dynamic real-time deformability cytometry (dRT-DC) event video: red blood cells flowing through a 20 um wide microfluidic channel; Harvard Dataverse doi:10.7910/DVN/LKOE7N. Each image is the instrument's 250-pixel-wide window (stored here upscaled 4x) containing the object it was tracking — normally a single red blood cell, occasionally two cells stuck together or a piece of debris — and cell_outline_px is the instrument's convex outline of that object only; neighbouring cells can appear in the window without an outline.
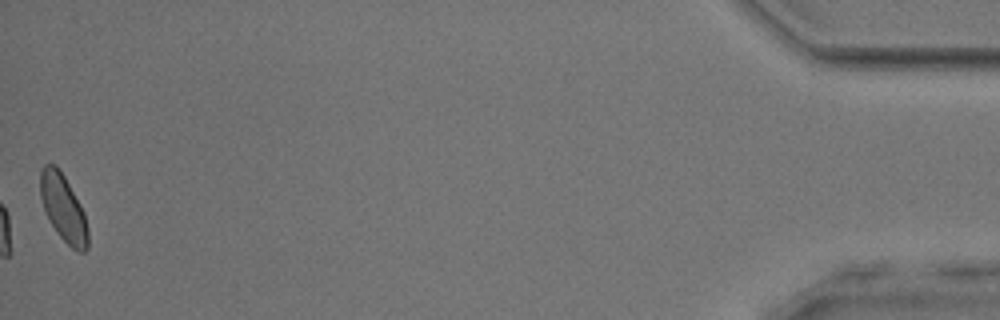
{"species": "common noctule bat (a hibernating species)", "species_latin": "Nyctalus noctula", "temperature_condition": "room temperature", "stored_images_in_passage": 53, "camera_frame_rate_fps": 3000, "um_per_image_px": 0.085, "animal": {"sex": "male", "body_mass_g": 17.9, "forearm_length_mm": 54.2}, "frame": {"image": 1, "passage_image": 53, "time_ms": 17.333, "image_size_px": [1000, 320], "cell_outline_px": [[88, 248], [84, 252], [80, 252], [72, 248], [56, 232], [44, 208], [40, 196], [40, 172], [44, 164], [56, 164], [64, 176], [80, 204], [84, 212], [88, 228]], "centroid_in_image_um": [5.39, 17.68], "position_along_channel_um": 429.8, "area_um2": 18.38}, "authors_computed_cell_mechanics": {"area_um2": 19.0162, "velocity_mm_per_s": 3.8554, "shape_relaxation_time_tau1_ms": 2.754, "shape_relaxation_time_tau2_ms": 4.4033, "deformation_change_tau1": 0.0361, "deformation_change_tau2": 0.0746}}